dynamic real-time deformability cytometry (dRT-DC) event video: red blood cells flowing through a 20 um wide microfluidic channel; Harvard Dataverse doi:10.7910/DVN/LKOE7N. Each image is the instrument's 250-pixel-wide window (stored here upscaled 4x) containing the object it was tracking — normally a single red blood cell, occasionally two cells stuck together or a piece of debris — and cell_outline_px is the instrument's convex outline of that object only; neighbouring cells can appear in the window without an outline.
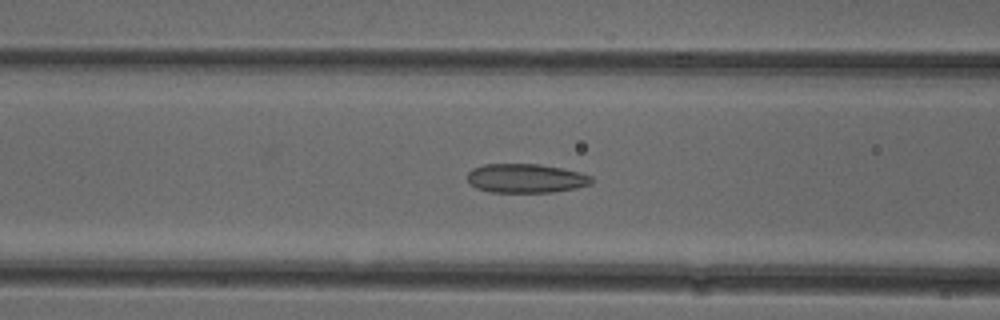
{"species": "common noctule bat (a hibernating species)", "species_latin": "Nyctalus noctula", "temperature_condition": "cold", "stored_images_in_passage": 40, "camera_frame_rate_fps": 3000, "um_per_image_px": 0.085, "animal": {"sex": "female"}, "frame": {"image": 1, "passage_image": 12, "time_ms": 3.667, "image_size_px": [1000, 320], "cell_outline_px": [[592, 184], [576, 188], [552, 192], [488, 192], [476, 188], [468, 180], [468, 172], [472, 168], [484, 164], [540, 164], [580, 172], [592, 176]], "centroid_in_image_um": [44.7, 15.16], "position_along_channel_um": 121.9, "area_um2": 21.04}}
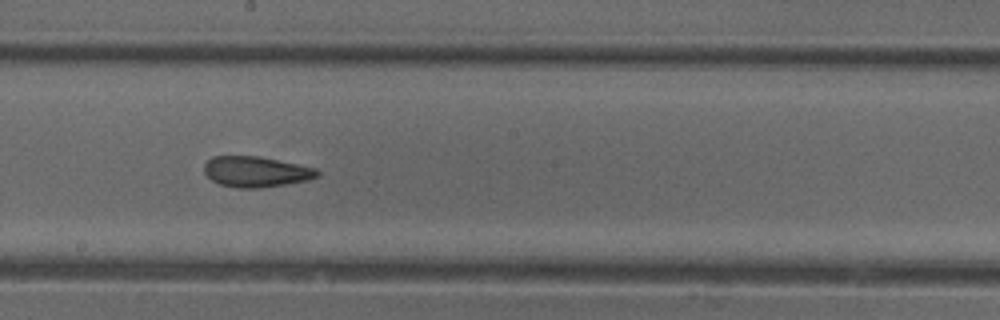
{"frame": {"image": 2, "passage_image": 20, "time_ms": 6.333, "image_size_px": [1000, 320], "cell_outline_px": [[320, 176], [308, 180], [260, 188], [236, 188], [220, 184], [212, 180], [204, 172], [204, 164], [212, 156], [256, 156], [316, 168], [320, 172]], "centroid_in_image_um": [21.75, 14.6], "position_along_channel_um": 226.5, "area_um2": 20.06}}
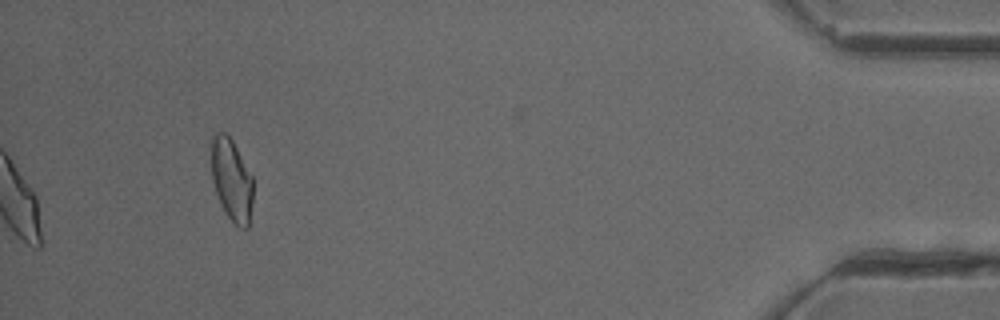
{"frame": {"image": 3, "passage_image": 40, "time_ms": 13.0, "image_size_px": [1000, 320], "cell_outline_px": [[252, 204], [248, 228], [240, 228], [224, 212], [220, 204], [212, 180], [212, 136], [216, 132], [224, 132], [232, 140], [252, 176]], "centroid_in_image_um": [19.68, 15.3], "position_along_channel_um": 415.5, "area_um2": 19.77}, "authors_computed_cell_mechanics": {"area_um2": 21.3282, "velocity_mm_per_s": 3.9139, "shape_relaxation_time_tau1_ms": 9.1386, "shape_relaxation_time_tau2_ms": 2.0498, "deformation_change_tau1": 0.1601, "deformation_change_tau2": 0.0899}}